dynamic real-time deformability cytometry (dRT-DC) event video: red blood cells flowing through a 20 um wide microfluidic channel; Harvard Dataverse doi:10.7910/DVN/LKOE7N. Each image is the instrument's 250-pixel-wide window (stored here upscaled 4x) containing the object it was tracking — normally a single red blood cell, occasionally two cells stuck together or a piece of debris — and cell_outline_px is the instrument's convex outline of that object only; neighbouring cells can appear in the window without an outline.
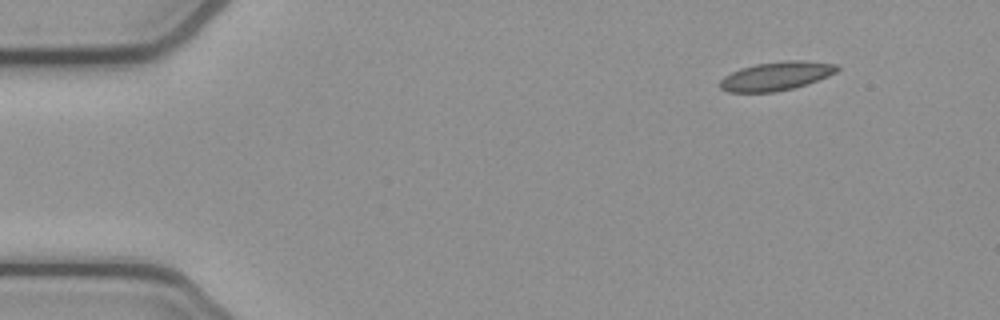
{"species": "common noctule bat (a hibernating species)", "species_latin": "Nyctalus noctula", "temperature_condition": "cold", "stored_images_in_passage": 48, "camera_frame_rate_fps": 3000, "um_per_image_px": 0.085, "animal": {"sex": "female", "body_mass_g": 21.9}, "frame": {"image": 1, "passage_image": 1, "time_ms": 0.0, "image_size_px": [1000, 320], "cell_outline_px": [[840, 68], [836, 72], [828, 76], [808, 84], [792, 88], [772, 92], [728, 92], [720, 88], [720, 80], [724, 76], [740, 68], [756, 64], [784, 60], [800, 60], [840, 64]], "centroid_in_image_um": [66.0, 6.45], "position_along_channel_um": 19.0, "area_um2": 19.65}}
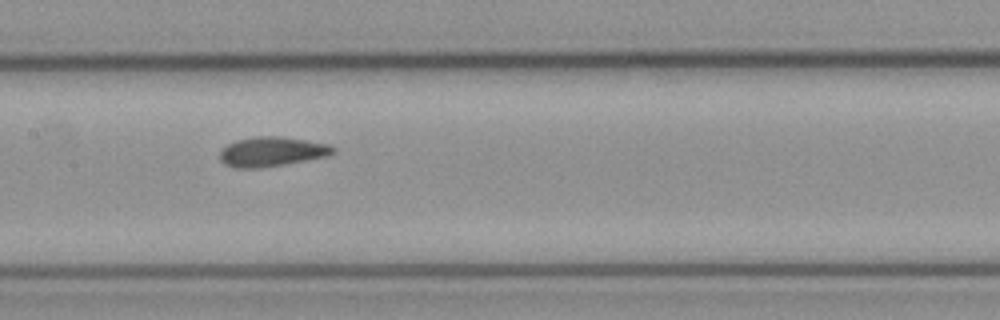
{"frame": {"image": 2, "passage_image": 21, "time_ms": 6.667, "image_size_px": [1000, 320], "cell_outline_px": [[336, 152], [328, 156], [284, 164], [260, 168], [236, 168], [224, 164], [220, 160], [220, 152], [228, 144], [236, 140], [256, 136], [280, 136], [328, 144], [336, 148]], "centroid_in_image_um": [23.11, 12.89], "position_along_channel_um": 184.3, "area_um2": 19.48}}
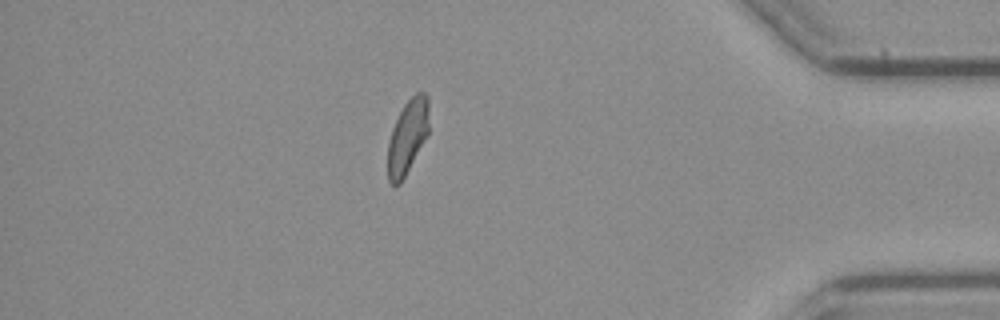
{"frame": {"image": 3, "passage_image": 41, "time_ms": 13.333, "image_size_px": [1000, 320], "cell_outline_px": [[428, 136], [400, 184], [392, 184], [388, 180], [388, 140], [392, 128], [404, 104], [416, 92], [424, 92], [428, 96]], "centroid_in_image_um": [34.65, 11.61], "position_along_channel_um": 400.6, "area_um2": 17.8}, "authors_computed_cell_mechanics": {"area_um2": 18.7561, "velocity_mm_per_s": 3.8586, "shape_relaxation_time_tau1_ms": 5.3796, "shape_relaxation_time_tau2_ms": 1.2799, "deformation_change_tau1": 0.1233, "deformation_change_tau2": 0.0818}}